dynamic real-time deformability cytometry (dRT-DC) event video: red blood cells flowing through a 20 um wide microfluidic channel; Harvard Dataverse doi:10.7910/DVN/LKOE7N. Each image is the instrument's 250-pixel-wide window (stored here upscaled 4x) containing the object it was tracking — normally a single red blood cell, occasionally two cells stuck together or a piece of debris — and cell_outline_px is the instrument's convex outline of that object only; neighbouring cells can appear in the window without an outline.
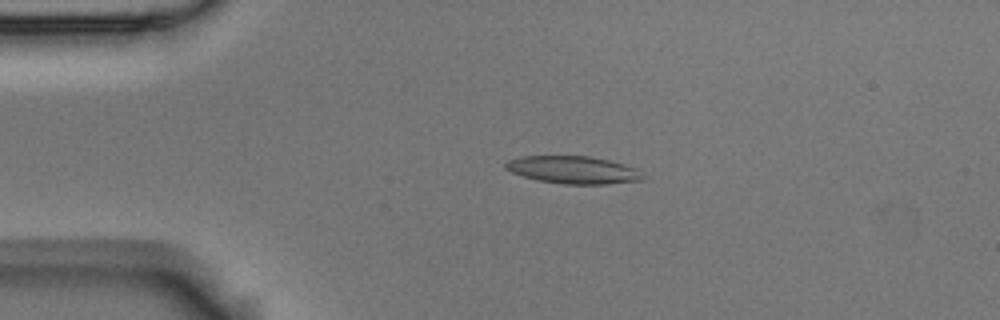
{"species": "Egyptian fruit bat (a non-hibernating species)", "species_latin": "Rousettus aegyptiacus", "temperature_condition": "room temperature", "stored_images_in_passage": 5, "camera_frame_rate_fps": 3000, "um_per_image_px": 0.085, "animal": {"sex": "male"}, "frame": {"image": 1, "passage_image": 4, "time_ms": 1.0, "image_size_px": [1000, 320], "cell_outline_px": [[644, 180], [604, 184], [564, 184], [536, 180], [512, 172], [504, 168], [504, 164], [508, 160], [520, 156], [588, 156], [608, 160], [624, 164], [636, 168], [644, 176]], "centroid_in_image_um": [48.71, 14.44], "position_along_channel_um": 36.3, "area_um2": 22.02}}